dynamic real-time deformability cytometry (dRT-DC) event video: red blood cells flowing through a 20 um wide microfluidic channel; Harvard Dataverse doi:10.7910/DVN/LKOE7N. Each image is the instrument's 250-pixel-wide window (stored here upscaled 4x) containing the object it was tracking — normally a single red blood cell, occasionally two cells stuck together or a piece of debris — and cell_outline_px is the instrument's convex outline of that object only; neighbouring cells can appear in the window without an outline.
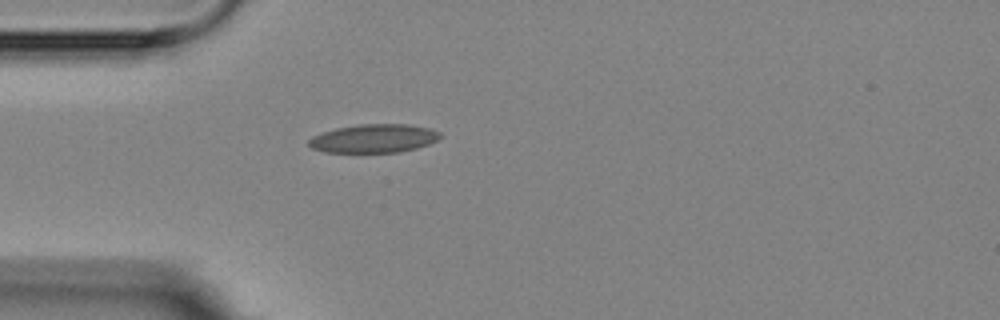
{"species": "Egyptian fruit bat (a non-hibernating species)", "species_latin": "Rousettus aegyptiacus", "temperature_condition": "room temperature", "stored_images_in_passage": 5, "camera_frame_rate_fps": 3000, "um_per_image_px": 0.085, "animal": {"sex": "female"}, "frame": {"image": 1, "passage_image": 5, "time_ms": 4.667, "image_size_px": [1000, 320], "cell_outline_px": [[444, 136], [428, 144], [416, 148], [400, 152], [324, 152], [312, 148], [308, 144], [308, 140], [312, 136], [336, 128], [360, 124], [408, 124], [432, 128], [440, 132]], "centroid_in_image_um": [31.81, 11.76], "position_along_channel_um": 53.2, "area_um2": 21.91}}